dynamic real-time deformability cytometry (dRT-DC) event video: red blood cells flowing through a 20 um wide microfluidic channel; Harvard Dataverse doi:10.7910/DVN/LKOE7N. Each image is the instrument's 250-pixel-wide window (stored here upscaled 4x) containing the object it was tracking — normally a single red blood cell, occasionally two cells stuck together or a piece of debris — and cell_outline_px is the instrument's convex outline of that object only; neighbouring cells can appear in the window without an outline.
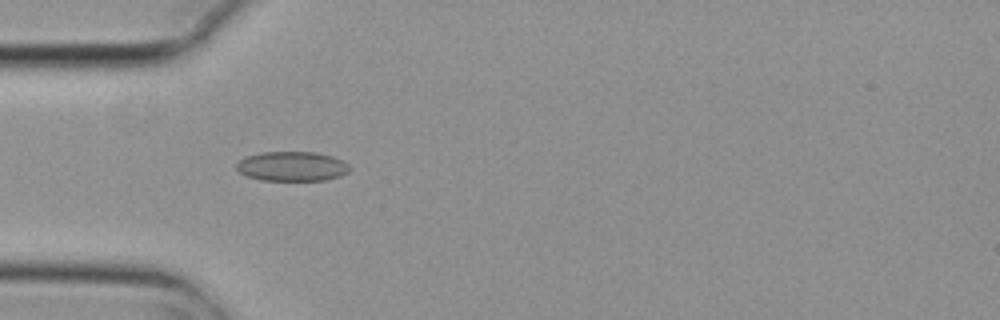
{"species": "common noctule bat (a hibernating species)", "species_latin": "Nyctalus noctula", "temperature_condition": "cold", "stored_images_in_passage": 1, "camera_frame_rate_fps": 3000, "um_per_image_px": 0.085, "animal": {"sex": "female", "body_mass_g": 29.2, "forearm_length_mm": 56.3}, "frame": {"image": 1, "passage_image": 1, "time_ms": 0.0, "image_size_px": [1000, 320], "cell_outline_px": [[352, 168], [348, 172], [340, 176], [324, 180], [260, 180], [248, 176], [240, 172], [236, 168], [236, 164], [240, 160], [248, 156], [260, 152], [316, 152], [332, 156], [344, 160]], "centroid_in_image_um": [24.86, 14.13], "position_along_channel_um": 60.1, "area_um2": 19.54}}